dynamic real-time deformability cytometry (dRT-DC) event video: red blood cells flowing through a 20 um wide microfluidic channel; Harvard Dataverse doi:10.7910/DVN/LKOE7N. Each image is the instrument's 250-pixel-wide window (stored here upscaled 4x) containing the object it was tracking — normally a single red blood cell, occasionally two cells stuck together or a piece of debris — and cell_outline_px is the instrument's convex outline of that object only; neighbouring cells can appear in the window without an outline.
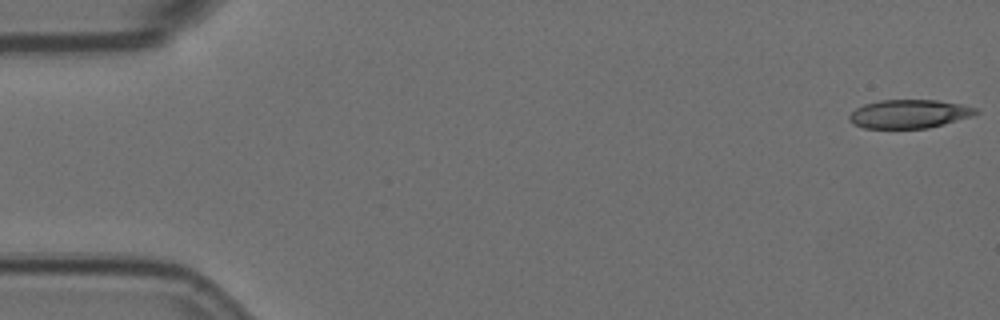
{"species": "Egyptian fruit bat (a non-hibernating species)", "species_latin": "Rousettus aegyptiacus", "temperature_condition": "room temperature", "stored_images_in_passage": 4, "camera_frame_rate_fps": 3000, "um_per_image_px": 0.085, "animal": {"sex": "female"}, "frame": {"image": 1, "passage_image": 1, "time_ms": 0.0, "image_size_px": [1000, 320], "cell_outline_px": [[980, 112], [972, 116], [944, 124], [928, 128], [864, 128], [852, 124], [848, 120], [848, 116], [856, 108], [864, 104], [880, 100], [936, 100], [964, 104], [976, 108]], "centroid_in_image_um": [77.28, 9.68], "position_along_channel_um": 7.7, "area_um2": 21.21}}